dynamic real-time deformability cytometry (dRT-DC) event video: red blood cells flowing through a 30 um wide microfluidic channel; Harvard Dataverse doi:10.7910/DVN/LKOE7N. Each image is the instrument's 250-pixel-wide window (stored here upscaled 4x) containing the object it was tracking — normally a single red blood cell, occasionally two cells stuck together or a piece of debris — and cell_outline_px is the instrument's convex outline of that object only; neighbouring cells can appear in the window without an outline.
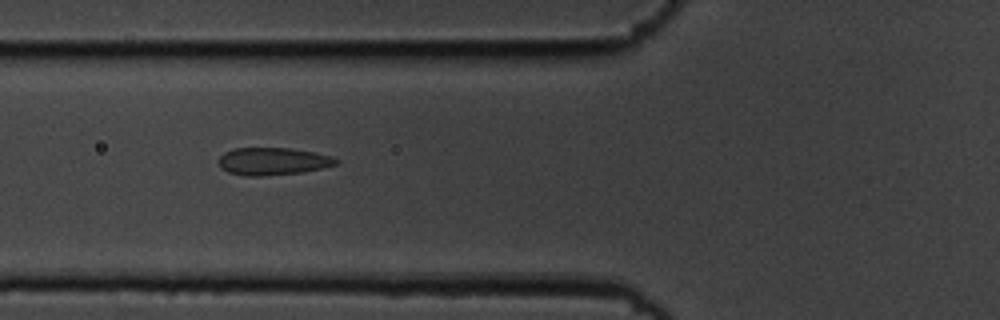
{"species": "common noctule bat (a hibernating species)", "species_latin": "Nyctalus noctula", "temperature_condition": "cold", "stored_images_in_passage": 38, "camera_frame_rate_fps": 3000, "um_per_image_px": 0.085, "animal": {"sex": "male", "body_mass_g": 19.5, "forearm_length_mm": 54.6}, "frame": {"image": 1, "passage_image": 3, "time_ms": 0.667, "image_size_px": [1000, 320], "cell_outline_px": [[340, 160], [336, 164], [324, 168], [300, 172], [260, 176], [244, 176], [228, 172], [220, 168], [220, 156], [224, 152], [232, 148], [292, 148], [316, 152], [332, 156]], "centroid_in_image_um": [23.2, 13.7], "position_along_channel_um": 102.6, "area_um2": 18.9}}
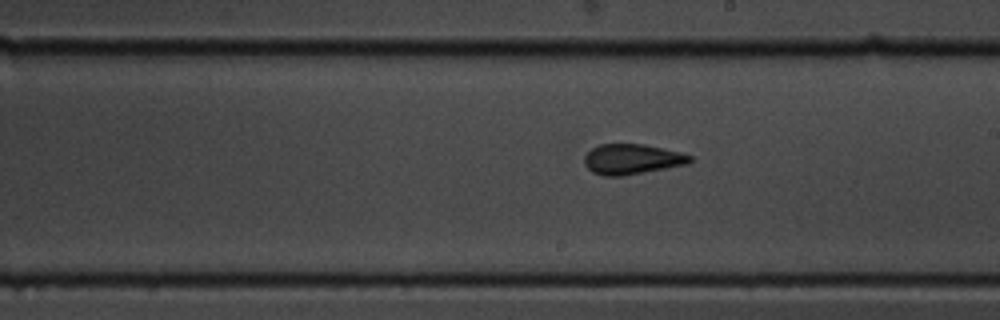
{"frame": {"image": 2, "passage_image": 14, "time_ms": 4.333, "image_size_px": [1000, 320], "cell_outline_px": [[692, 160], [688, 164], [620, 176], [604, 176], [592, 172], [584, 164], [584, 156], [592, 148], [600, 144], [644, 144], [680, 152], [692, 156]], "centroid_in_image_um": [53.7, 13.52], "position_along_channel_um": 235.3, "area_um2": 18.5}}
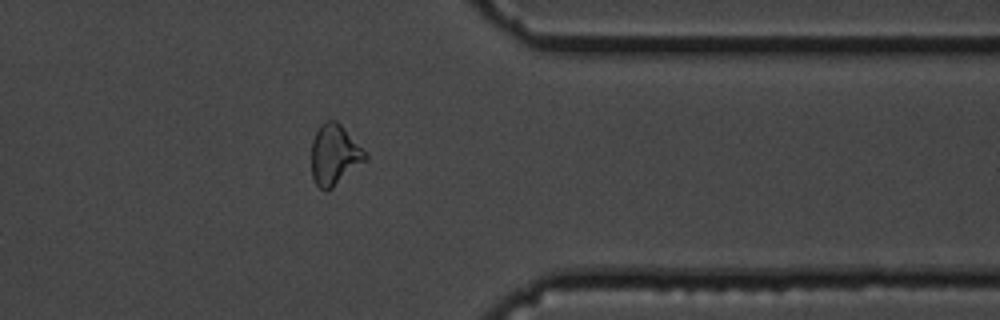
{"frame": {"image": 3, "passage_image": 27, "time_ms": 8.667, "image_size_px": [1000, 320], "cell_outline_px": [[368, 160], [332, 188], [324, 192], [316, 184], [312, 176], [312, 140], [320, 124], [324, 120], [336, 120], [340, 124], [368, 156]], "centroid_in_image_um": [28.42, 13.17], "position_along_channel_um": 383.0, "area_um2": 18.9}}